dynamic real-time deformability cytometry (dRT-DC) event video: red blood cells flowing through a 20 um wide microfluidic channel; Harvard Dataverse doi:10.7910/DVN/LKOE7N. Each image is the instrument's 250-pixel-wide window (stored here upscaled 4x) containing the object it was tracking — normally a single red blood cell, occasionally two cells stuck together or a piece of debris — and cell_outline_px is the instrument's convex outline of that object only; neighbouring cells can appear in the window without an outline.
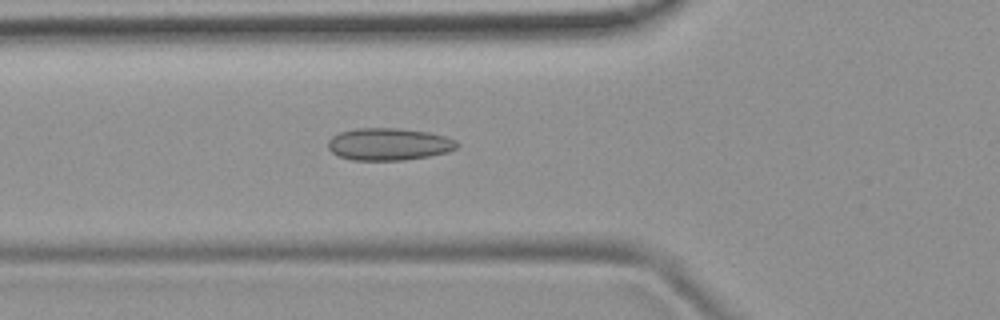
{"species": "common noctule bat (a hibernating species)", "species_latin": "Nyctalus noctula", "temperature_condition": "room temperature", "stored_images_in_passage": 50, "camera_frame_rate_fps": 3000, "um_per_image_px": 0.085, "animal": {"sex": "female", "body_mass_g": 19.9}, "frame": {"image": 1, "passage_image": 17, "time_ms": 5.333, "image_size_px": [1000, 320], "cell_outline_px": [[460, 144], [456, 148], [448, 152], [428, 156], [404, 160], [352, 160], [340, 156], [332, 152], [328, 148], [328, 140], [332, 136], [340, 132], [356, 128], [400, 128], [428, 132], [444, 136], [456, 140]], "centroid_in_image_um": [33.05, 12.25], "position_along_channel_um": 92.7, "area_um2": 24.28}}
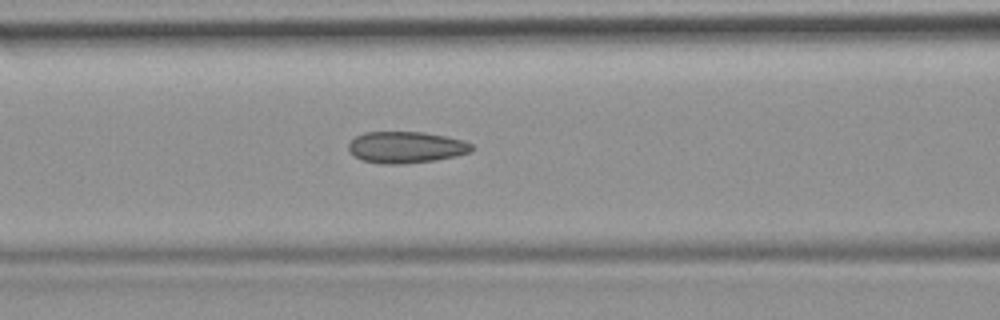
{"frame": {"image": 2, "passage_image": 20, "time_ms": 6.333, "image_size_px": [1000, 320], "cell_outline_px": [[476, 148], [472, 152], [456, 156], [436, 160], [404, 164], [380, 164], [364, 160], [352, 156], [348, 152], [348, 144], [356, 136], [364, 132], [424, 132], [464, 140], [472, 144]], "centroid_in_image_um": [34.52, 12.52], "position_along_channel_um": 132.1, "area_um2": 22.95}}
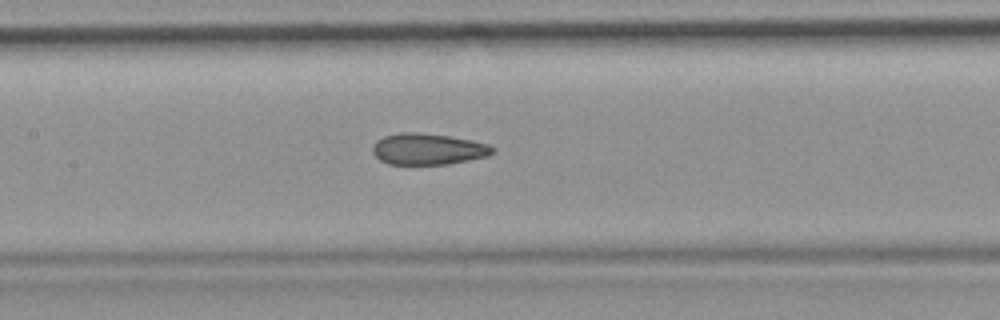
{"frame": {"image": 3, "passage_image": 23, "time_ms": 7.333, "image_size_px": [1000, 320], "cell_outline_px": [[496, 152], [488, 156], [448, 164], [388, 164], [380, 160], [372, 152], [372, 148], [376, 140], [384, 136], [400, 132], [420, 132], [448, 136], [472, 140], [488, 144], [496, 148]], "centroid_in_image_um": [36.39, 12.66], "position_along_channel_um": 171.0, "area_um2": 22.02}, "authors_computed_cell_mechanics": {"area_um2": 22.4264, "velocity_mm_per_s": 3.8936, "shape_relaxation_time_tau1_ms": null, "shape_relaxation_time_tau2_ms": 2.1154, "deformation_change_tau1": null, "deformation_change_tau2": 0.0842}}